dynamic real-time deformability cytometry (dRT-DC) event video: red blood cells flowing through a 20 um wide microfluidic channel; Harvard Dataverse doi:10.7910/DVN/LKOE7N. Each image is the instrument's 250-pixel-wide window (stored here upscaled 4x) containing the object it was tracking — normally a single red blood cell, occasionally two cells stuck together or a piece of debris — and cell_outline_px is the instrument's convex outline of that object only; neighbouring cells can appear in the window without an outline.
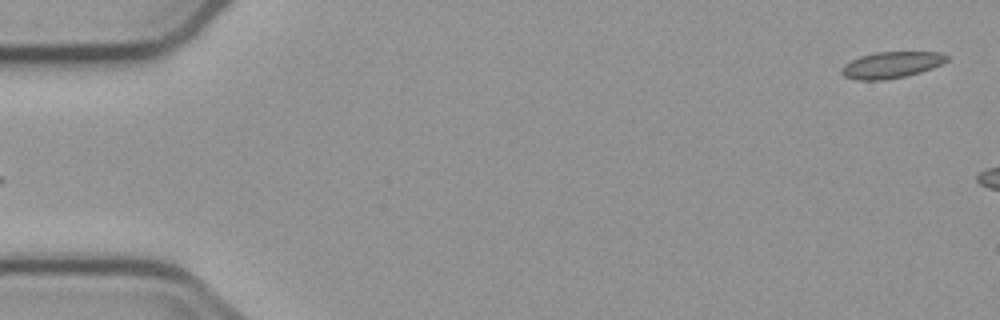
{"species": "common noctule bat (a hibernating species)", "species_latin": "Nyctalus noctula", "temperature_condition": "cold", "stored_images_in_passage": 6, "segment_of_instrument_passage": [2, 2], "camera_frame_rate_fps": 3000, "um_per_image_px": 0.085, "animal": {"sex": "male", "body_mass_g": 23.1, "forearm_length_mm": 52.7}, "frame": {"image": 1, "passage_image": 6, "time_ms": 6.333, "image_size_px": [1000, 320], "cell_outline_px": [[948, 60], [932, 68], [920, 72], [904, 76], [884, 80], [856, 80], [844, 76], [840, 72], [840, 68], [844, 64], [860, 56], [876, 52], [940, 52], [948, 56]], "centroid_in_image_um": [75.73, 5.52], "position_along_channel_um": 9.3, "area_um2": 16.13}}